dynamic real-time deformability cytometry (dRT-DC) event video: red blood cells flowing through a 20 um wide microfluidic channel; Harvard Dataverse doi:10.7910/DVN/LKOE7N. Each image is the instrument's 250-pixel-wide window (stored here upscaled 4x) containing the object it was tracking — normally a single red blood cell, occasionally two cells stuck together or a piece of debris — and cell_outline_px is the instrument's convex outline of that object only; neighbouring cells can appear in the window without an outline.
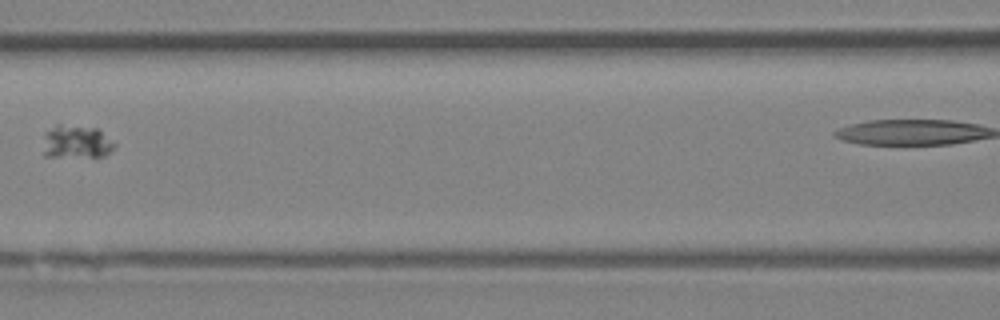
{"species": "Egyptian fruit bat (a non-hibernating species)", "species_latin": "Rousettus aegyptiacus", "temperature_condition": "room temperature", "stored_images_in_passage": 5, "camera_frame_rate_fps": 3000, "um_per_image_px": 0.085, "animal": {"sex": "female"}, "frame": {"image": 1, "passage_image": 3, "time_ms": 2.333, "image_size_px": [1000, 320], "cell_outline_px": [[116, 144], [104, 156], [44, 156], [44, 132], [56, 124], [60, 124], [96, 128]], "centroid_in_image_um": [6.44, 12.04], "position_along_channel_um": 160.2, "area_um2": 13.53}}
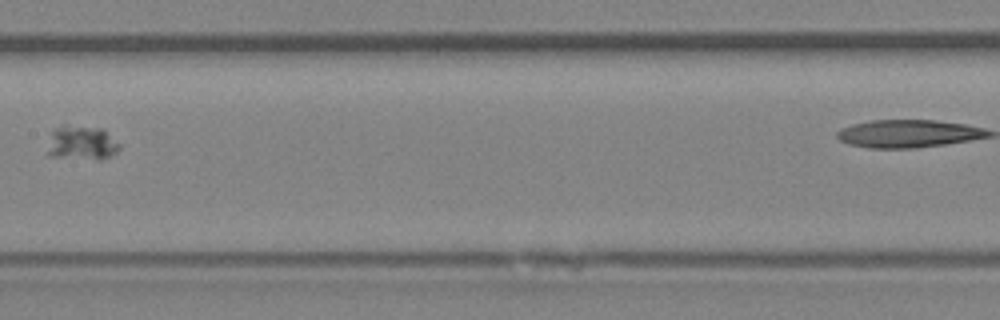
{"frame": {"image": 2, "passage_image": 4, "time_ms": 3.333, "image_size_px": [1000, 320], "cell_outline_px": [[120, 148], [112, 156], [100, 160], [48, 156], [48, 152], [52, 132], [56, 128], [64, 124], [104, 128], [120, 144]], "centroid_in_image_um": [7.0, 12.14], "position_along_channel_um": 200.4, "area_um2": 14.57}}